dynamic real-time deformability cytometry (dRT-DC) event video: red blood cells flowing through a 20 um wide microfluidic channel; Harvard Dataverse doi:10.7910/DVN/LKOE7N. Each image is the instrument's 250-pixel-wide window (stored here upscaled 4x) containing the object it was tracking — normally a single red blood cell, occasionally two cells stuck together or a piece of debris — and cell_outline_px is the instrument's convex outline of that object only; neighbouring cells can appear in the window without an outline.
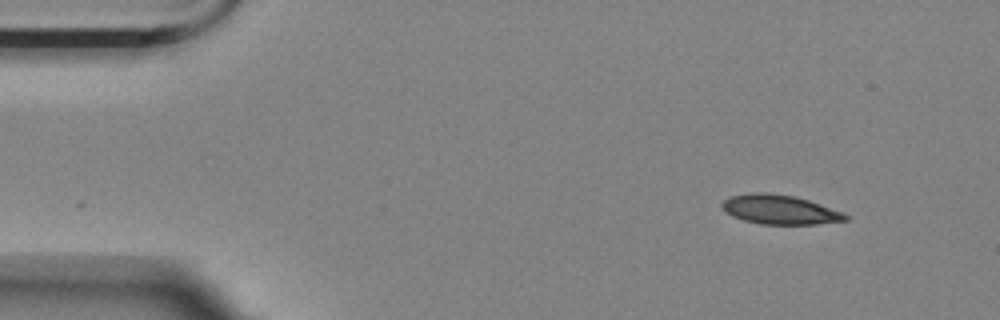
{"species": "Egyptian fruit bat (a non-hibernating species)", "species_latin": "Rousettus aegyptiacus", "temperature_condition": "room temperature", "stored_images_in_passage": 51, "camera_frame_rate_fps": 3000, "um_per_image_px": 0.085, "animal": {"sex": "female"}, "frame": {"image": 1, "passage_image": 1, "time_ms": 0.0, "image_size_px": [1000, 320], "cell_outline_px": [[852, 216], [848, 220], [816, 224], [760, 224], [744, 220], [732, 216], [724, 212], [720, 204], [728, 196], [748, 192], [768, 192], [796, 196], [844, 212]], "centroid_in_image_um": [66.27, 17.8], "position_along_channel_um": 18.7, "area_um2": 21.5}}
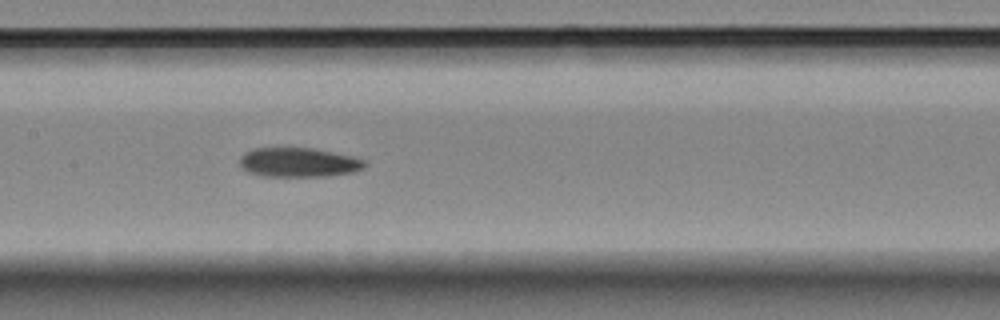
{"frame": {"image": 2, "passage_image": 22, "time_ms": 7.0, "image_size_px": [1000, 320], "cell_outline_px": [[368, 164], [364, 168], [352, 172], [328, 176], [264, 176], [248, 172], [240, 168], [240, 156], [244, 152], [252, 148], [312, 148], [352, 156], [364, 160]], "centroid_in_image_um": [25.35, 13.8], "position_along_channel_um": 182.0, "area_um2": 21.44}}
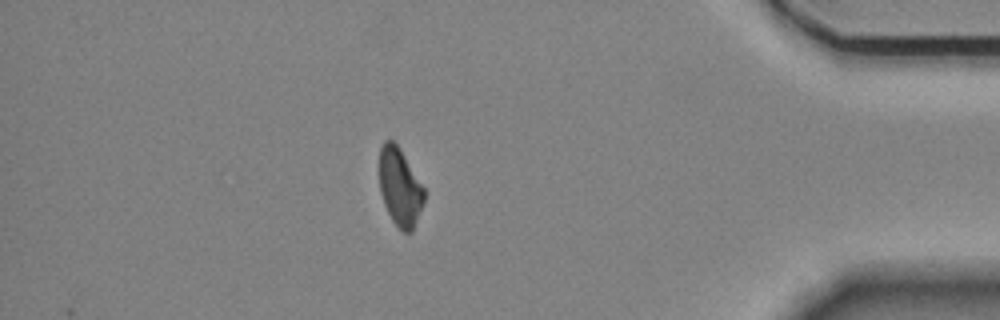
{"frame": {"image": 3, "passage_image": 44, "time_ms": 14.333, "image_size_px": [1000, 320], "cell_outline_px": [[424, 204], [412, 232], [400, 232], [392, 220], [384, 204], [380, 192], [380, 148], [384, 140], [392, 140], [400, 148], [424, 188]], "centroid_in_image_um": [34.0, 15.94], "position_along_channel_um": 401.2, "area_um2": 20.35}}